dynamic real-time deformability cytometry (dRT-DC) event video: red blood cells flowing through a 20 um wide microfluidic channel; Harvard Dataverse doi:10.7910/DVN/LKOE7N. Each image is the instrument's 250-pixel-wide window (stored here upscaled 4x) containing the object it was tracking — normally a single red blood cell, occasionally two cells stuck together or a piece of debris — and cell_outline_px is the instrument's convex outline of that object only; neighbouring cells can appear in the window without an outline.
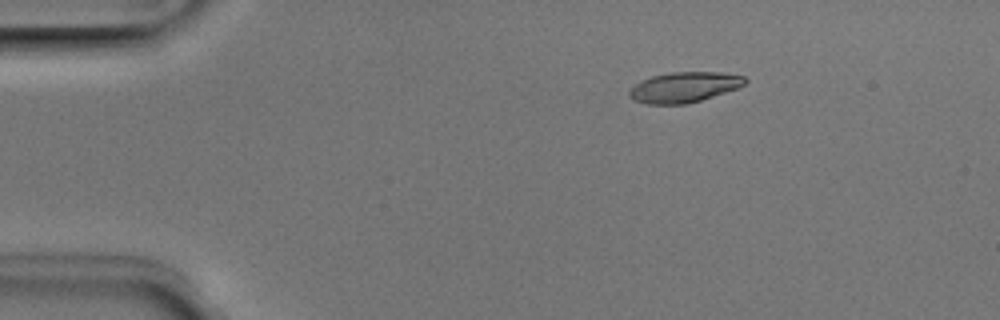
{"species": "Egyptian fruit bat (a non-hibernating species)", "species_latin": "Rousettus aegyptiacus", "temperature_condition": "room temperature", "stored_images_in_passage": 5, "camera_frame_rate_fps": 3000, "um_per_image_px": 0.085, "animal": {"sex": "male"}, "frame": {"image": 1, "passage_image": 3, "time_ms": 0.667, "image_size_px": [1000, 320], "cell_outline_px": [[748, 80], [744, 84], [736, 88], [688, 104], [648, 104], [632, 100], [628, 96], [628, 92], [636, 84], [652, 76], [672, 72], [720, 72], [744, 76]], "centroid_in_image_um": [58.13, 7.41], "position_along_channel_um": 26.9, "area_um2": 20.23}}
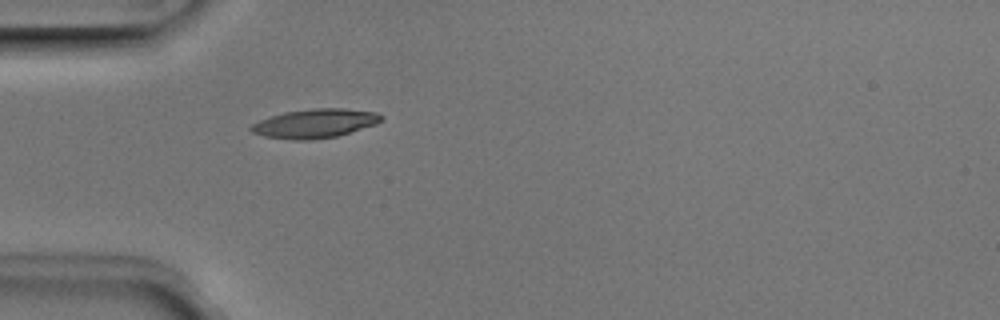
{"frame": {"image": 2, "passage_image": 5, "time_ms": 1.333, "image_size_px": [1000, 320], "cell_outline_px": [[384, 116], [376, 124], [336, 136], [312, 140], [292, 140], [264, 136], [252, 132], [248, 128], [252, 124], [260, 120], [284, 112], [316, 108], [344, 108], [376, 112]], "centroid_in_image_um": [26.75, 10.49], "position_along_channel_um": 58.2, "area_um2": 21.85}}